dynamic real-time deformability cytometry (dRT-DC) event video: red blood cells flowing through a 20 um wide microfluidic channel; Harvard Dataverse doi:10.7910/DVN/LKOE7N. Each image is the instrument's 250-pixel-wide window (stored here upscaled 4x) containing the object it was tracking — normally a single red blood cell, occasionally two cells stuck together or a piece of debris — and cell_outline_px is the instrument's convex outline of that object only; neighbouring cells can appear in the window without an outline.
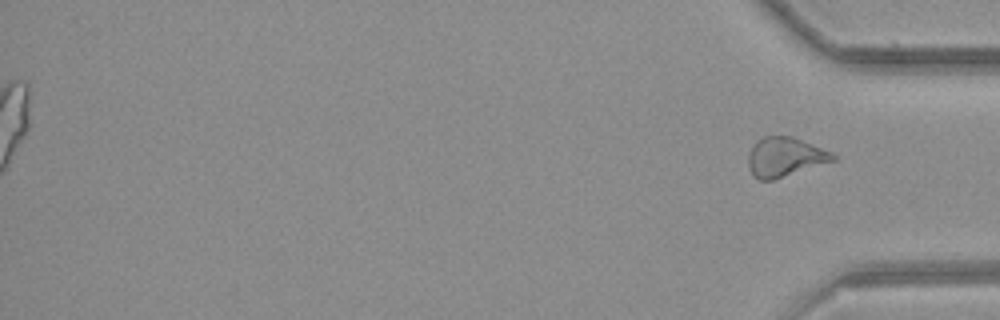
{"species": "common noctule bat (a hibernating species)", "species_latin": "Nyctalus noctula", "temperature_condition": "room temperature", "stored_images_in_passage": 41, "segment_of_instrument_passage": [2, 2], "camera_frame_rate_fps": 3000, "um_per_image_px": 0.085, "animal": {"sex": "female", "body_mass_g": 21.9}, "frame": {"image": 1, "passage_image": 41, "time_ms": 13.333, "image_size_px": [1000, 320], "cell_outline_px": [[836, 160], [772, 180], [760, 180], [752, 172], [748, 164], [748, 152], [756, 140], [764, 136], [792, 136], [832, 152], [836, 156]], "centroid_in_image_um": [66.71, 13.33], "position_along_channel_um": 368.5, "area_um2": 19.25}}